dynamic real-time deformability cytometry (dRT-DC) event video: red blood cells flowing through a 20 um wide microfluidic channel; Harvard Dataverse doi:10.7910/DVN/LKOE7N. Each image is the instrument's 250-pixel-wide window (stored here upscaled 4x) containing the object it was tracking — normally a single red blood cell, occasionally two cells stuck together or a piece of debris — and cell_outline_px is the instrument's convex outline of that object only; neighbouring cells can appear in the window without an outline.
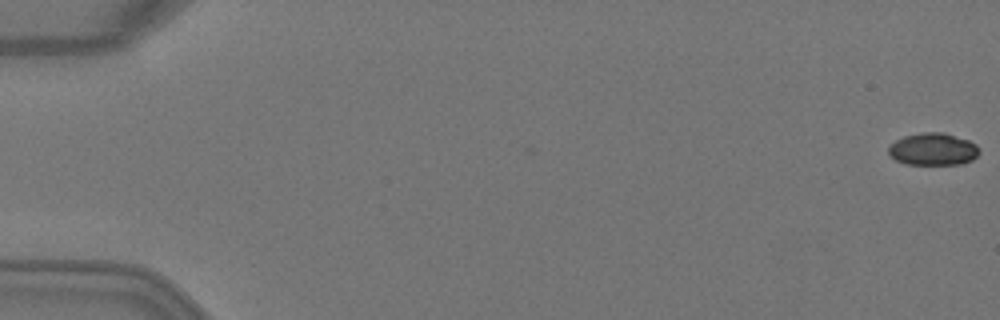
{"species": "Egyptian fruit bat (a non-hibernating species)", "species_latin": "Rousettus aegyptiacus", "temperature_condition": "warm", "stored_images_in_passage": 5, "camera_frame_rate_fps": 3000, "um_per_image_px": 0.085, "animal": {"sex": "female"}, "frame": {"image": 1, "passage_image": 1, "time_ms": 0.0, "image_size_px": [1000, 320], "cell_outline_px": [[980, 152], [972, 160], [960, 164], [908, 164], [896, 160], [888, 156], [888, 148], [896, 140], [904, 136], [924, 132], [944, 132], [968, 140], [976, 144], [980, 148]], "centroid_in_image_um": [79.32, 12.68], "position_along_channel_um": 5.7, "area_um2": 17.11}}
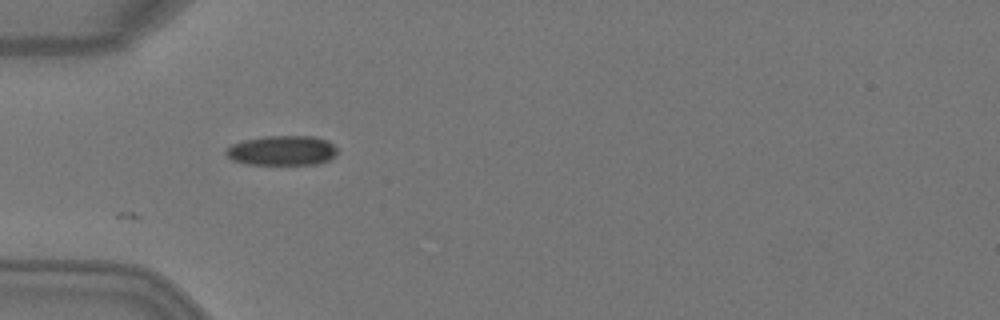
{"frame": {"image": 2, "passage_image": 5, "time_ms": 1.333, "image_size_px": [1000, 320], "cell_outline_px": [[336, 156], [320, 164], [248, 164], [232, 160], [224, 156], [224, 148], [232, 144], [244, 140], [268, 136], [312, 136], [328, 140], [336, 148]], "centroid_in_image_um": [23.94, 12.8], "position_along_channel_um": 61.1, "area_um2": 19.48}}